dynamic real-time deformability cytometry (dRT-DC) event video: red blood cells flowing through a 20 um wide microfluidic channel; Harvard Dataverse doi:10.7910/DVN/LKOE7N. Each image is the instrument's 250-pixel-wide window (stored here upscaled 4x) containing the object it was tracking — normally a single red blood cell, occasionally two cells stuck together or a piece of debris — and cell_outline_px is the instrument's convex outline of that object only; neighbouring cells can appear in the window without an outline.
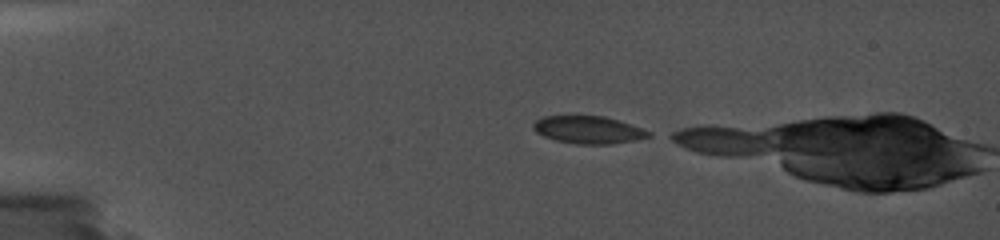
{"species": "common noctule bat (a hibernating species)", "species_latin": "Nyctalus noctula", "temperature_condition": "cold", "stored_images_in_passage": 9, "camera_frame_rate_fps": 5000, "um_per_image_px": 0.085, "animal": {"sex": "female", "body_mass_g": 19.0, "forearm_length_mm": 56.7}, "frame": {"image": 1, "passage_image": 1, "time_ms": 0.0, "image_size_px": [1000, 240], "cell_outline_px": [[652, 136], [636, 140], [612, 144], [576, 144], [556, 140], [544, 136], [536, 132], [532, 128], [532, 124], [536, 120], [544, 116], [604, 116], [652, 132]], "centroid_in_image_um": [49.99, 11.04], "position_along_channel_um": 35.0, "area_um2": 18.38}}